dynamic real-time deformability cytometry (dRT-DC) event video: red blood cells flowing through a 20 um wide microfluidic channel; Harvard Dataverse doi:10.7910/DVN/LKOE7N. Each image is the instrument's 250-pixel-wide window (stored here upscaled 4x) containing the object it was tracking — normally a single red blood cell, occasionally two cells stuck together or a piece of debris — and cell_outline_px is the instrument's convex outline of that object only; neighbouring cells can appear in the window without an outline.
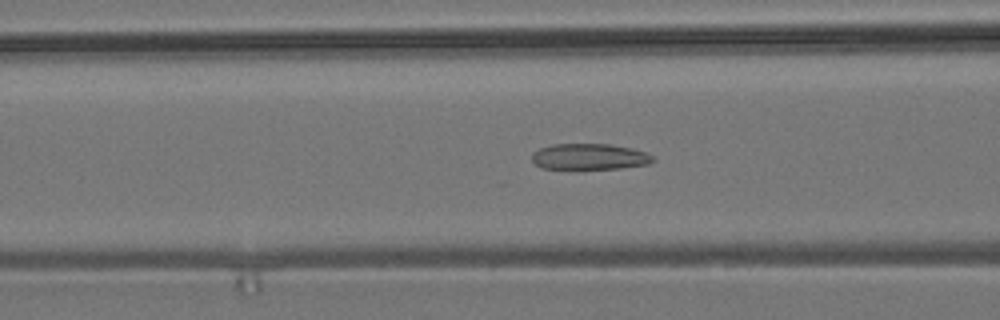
{"species": "common noctule bat (a hibernating species)", "species_latin": "Nyctalus noctula", "temperature_condition": "room temperature", "stored_images_in_passage": 53, "camera_frame_rate_fps": 3000, "um_per_image_px": 0.085, "animal": {"sex": "male", "body_mass_g": 19.2, "forearm_length_mm": 51.8}, "frame": {"image": 1, "passage_image": 20, "time_ms": 6.333, "image_size_px": [1000, 320], "cell_outline_px": [[656, 160], [648, 164], [620, 168], [580, 172], [576, 172], [540, 168], [532, 160], [532, 152], [540, 148], [552, 144], [612, 144], [632, 148], [648, 152]], "centroid_in_image_um": [50.07, 13.37], "position_along_channel_um": 116.5, "area_um2": 19.54}}
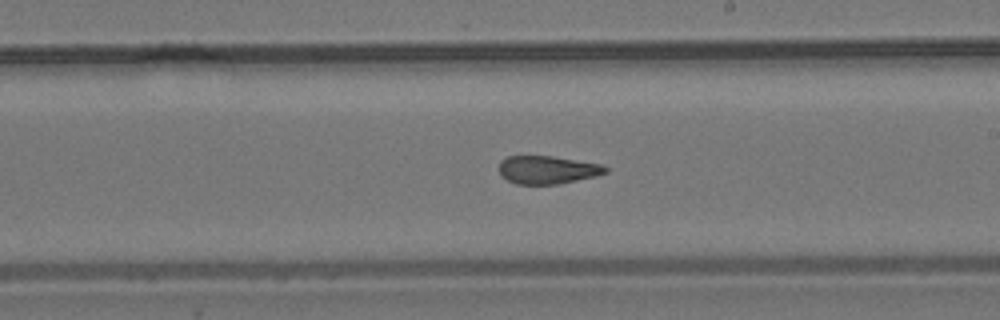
{"frame": {"image": 2, "passage_image": 30, "time_ms": 9.667, "image_size_px": [1000, 320], "cell_outline_px": [[608, 172], [596, 176], [560, 184], [516, 184], [500, 176], [500, 160], [508, 156], [552, 156], [604, 164], [608, 168]], "centroid_in_image_um": [46.56, 14.43], "position_along_channel_um": 242.4, "area_um2": 17.57}}
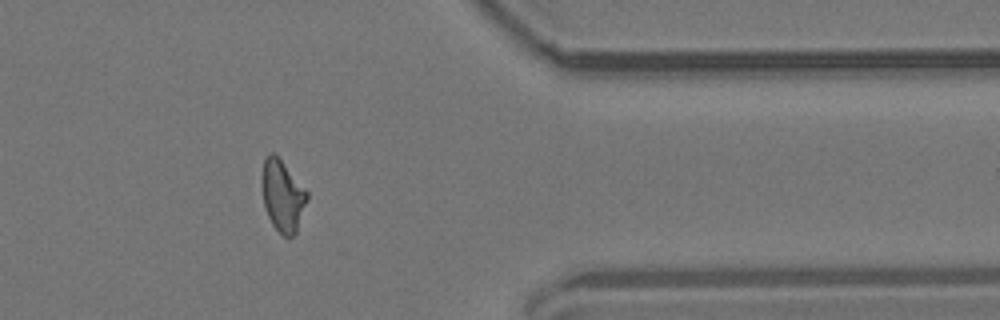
{"frame": {"image": 3, "passage_image": 43, "time_ms": 14.0, "image_size_px": [1000, 320], "cell_outline_px": [[308, 200], [296, 232], [292, 236], [284, 236], [272, 224], [268, 216], [264, 204], [260, 184], [260, 176], [264, 160], [268, 152], [272, 152], [280, 160], [308, 192]], "centroid_in_image_um": [23.99, 16.63], "position_along_channel_um": 387.4, "area_um2": 18.73}, "authors_computed_cell_mechanics": {"area_um2": 18.6694, "velocity_mm_per_s": 3.7712, "shape_relaxation_time_tau1_ms": null, "shape_relaxation_time_tau2_ms": 1.8414, "deformation_change_tau1": null, "deformation_change_tau2": 0.0918}}